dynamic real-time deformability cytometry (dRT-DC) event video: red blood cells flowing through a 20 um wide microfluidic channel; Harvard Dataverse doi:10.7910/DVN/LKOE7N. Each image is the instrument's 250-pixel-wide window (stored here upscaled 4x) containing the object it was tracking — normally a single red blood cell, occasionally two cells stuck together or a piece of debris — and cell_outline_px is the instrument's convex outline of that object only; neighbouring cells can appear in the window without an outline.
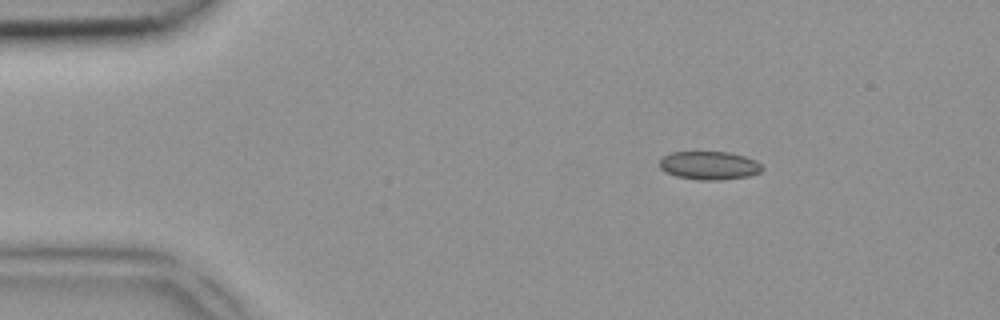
{"species": "common noctule bat (a hibernating species)", "species_latin": "Nyctalus noctula", "temperature_condition": "room temperature", "stored_images_in_passage": 2, "camera_frame_rate_fps": 3000, "um_per_image_px": 0.085, "animal": {"sex": "female", "body_mass_g": 18.4}, "frame": {"image": 1, "passage_image": 1, "time_ms": 0.0, "image_size_px": [1000, 320], "cell_outline_px": [[764, 168], [760, 172], [748, 176], [720, 180], [700, 180], [676, 176], [660, 168], [660, 160], [664, 156], [672, 152], [728, 152], [744, 156], [756, 160]], "centroid_in_image_um": [60.31, 14.06], "position_along_channel_um": 24.7, "area_um2": 16.82}}